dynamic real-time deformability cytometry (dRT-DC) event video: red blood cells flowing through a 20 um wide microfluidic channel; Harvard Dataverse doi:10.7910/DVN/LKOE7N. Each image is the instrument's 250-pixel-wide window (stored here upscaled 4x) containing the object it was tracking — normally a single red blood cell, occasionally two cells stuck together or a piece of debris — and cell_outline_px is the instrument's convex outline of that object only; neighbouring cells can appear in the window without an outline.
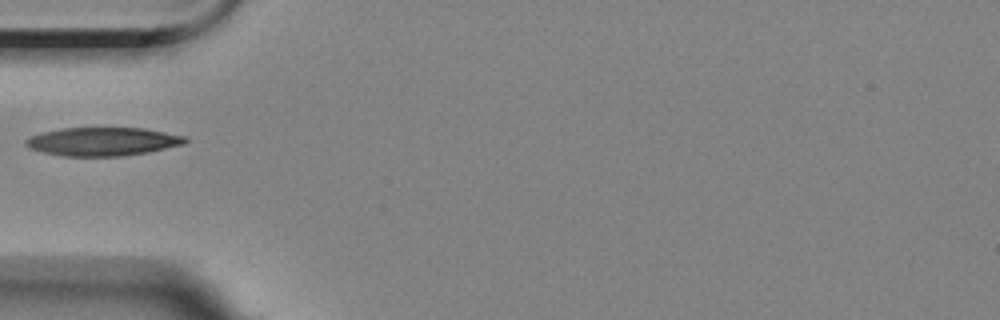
{"species": "Egyptian fruit bat (a non-hibernating species)", "species_latin": "Rousettus aegyptiacus", "temperature_condition": "room temperature", "stored_images_in_passage": 8, "camera_frame_rate_fps": 3000, "um_per_image_px": 0.085, "animal": {"sex": "female"}, "frame": {"image": 1, "passage_image": 5, "time_ms": 4.667, "image_size_px": [1000, 320], "cell_outline_px": [[188, 140], [184, 144], [148, 152], [120, 156], [64, 156], [44, 152], [28, 148], [24, 144], [24, 140], [28, 136], [40, 132], [60, 128], [144, 128], [184, 136]], "centroid_in_image_um": [8.66, 12.02], "position_along_channel_um": 76.3, "area_um2": 26.47}}
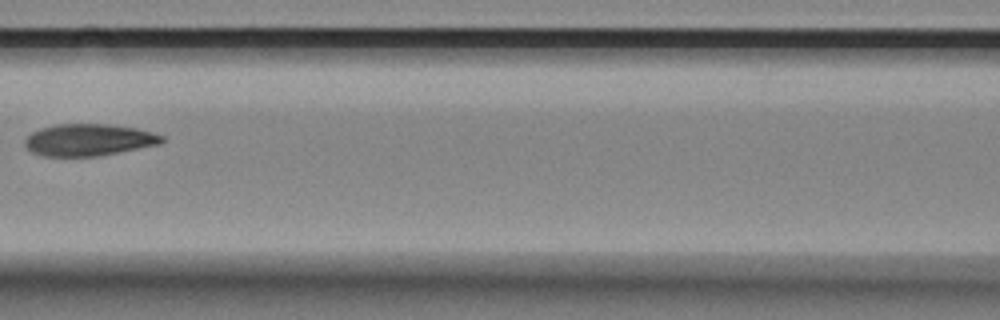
{"frame": {"image": 2, "passage_image": 7, "time_ms": 7.0, "image_size_px": [1000, 320], "cell_outline_px": [[164, 140], [160, 144], [100, 156], [40, 156], [32, 152], [24, 144], [24, 140], [32, 132], [40, 128], [56, 124], [108, 124], [136, 128], [152, 132], [164, 136]], "centroid_in_image_um": [7.54, 11.89], "position_along_channel_um": 159.1, "area_um2": 25.55}}
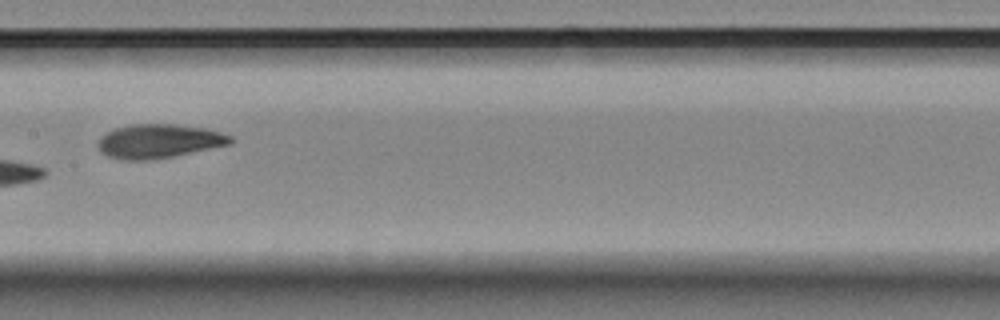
{"frame": {"image": 3, "passage_image": 8, "time_ms": 8.0, "image_size_px": [1000, 320], "cell_outline_px": [[236, 140], [232, 144], [172, 156], [148, 160], [124, 160], [108, 156], [100, 152], [96, 144], [100, 136], [104, 132], [116, 128], [132, 124], [172, 124], [204, 128], [220, 132], [232, 136]], "centroid_in_image_um": [13.48, 11.99], "position_along_channel_um": 193.9, "area_um2": 26.36}}